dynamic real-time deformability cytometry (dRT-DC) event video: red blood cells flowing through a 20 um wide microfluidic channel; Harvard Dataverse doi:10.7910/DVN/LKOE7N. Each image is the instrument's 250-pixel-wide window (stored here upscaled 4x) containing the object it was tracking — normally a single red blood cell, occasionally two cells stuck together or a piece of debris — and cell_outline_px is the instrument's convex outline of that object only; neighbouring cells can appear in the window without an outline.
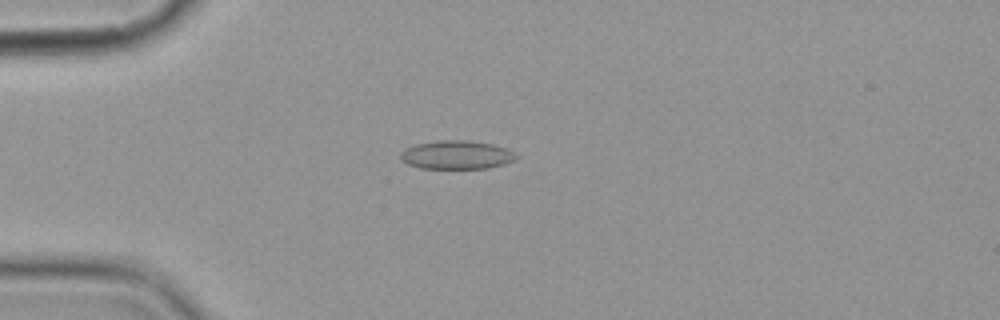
{"species": "common noctule bat (a hibernating species)", "species_latin": "Nyctalus noctula", "temperature_condition": "cold", "stored_images_in_passage": 5, "camera_frame_rate_fps": 3000, "um_per_image_px": 0.085, "animal": {"sex": "female", "body_mass_g": 19.9}, "frame": {"image": 1, "passage_image": 4, "time_ms": 3.333, "image_size_px": [1000, 320], "cell_outline_px": [[520, 156], [516, 160], [504, 164], [488, 168], [420, 168], [408, 164], [400, 160], [400, 152], [404, 148], [416, 144], [436, 140], [468, 140], [492, 144], [508, 148], [516, 152]], "centroid_in_image_um": [38.84, 13.15], "position_along_channel_um": 46.2, "area_um2": 19.59}}